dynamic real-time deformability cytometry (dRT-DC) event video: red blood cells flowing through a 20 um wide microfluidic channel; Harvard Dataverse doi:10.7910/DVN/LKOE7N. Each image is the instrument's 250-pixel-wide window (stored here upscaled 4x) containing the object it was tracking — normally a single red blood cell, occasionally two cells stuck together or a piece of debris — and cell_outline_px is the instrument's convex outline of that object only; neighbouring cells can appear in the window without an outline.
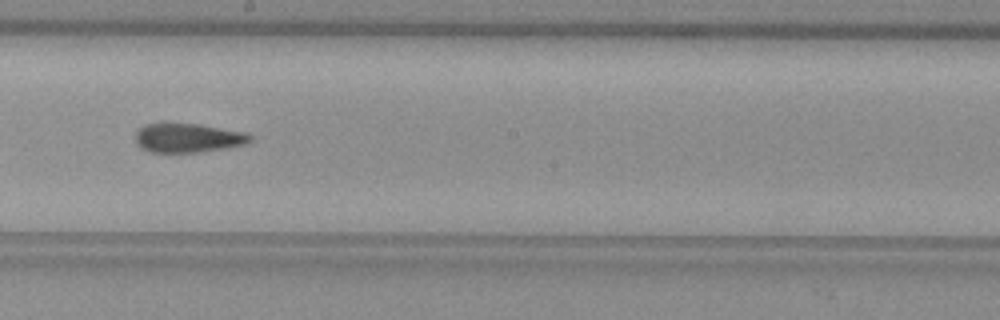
{"species": "common noctule bat (a hibernating species)", "species_latin": "Nyctalus noctula", "temperature_condition": "warm", "stored_images_in_passage": 36, "camera_frame_rate_fps": 3000, "um_per_image_px": 0.085, "animal": {"sex": "female", "body_mass_g": 29.2, "forearm_length_mm": 56.3}, "frame": {"image": 1, "passage_image": 16, "time_ms": 5.0, "image_size_px": [1000, 320], "cell_outline_px": [[252, 140], [244, 144], [224, 148], [196, 152], [148, 152], [140, 148], [136, 144], [136, 132], [144, 124], [196, 124], [244, 132], [252, 136]], "centroid_in_image_um": [15.93, 11.73], "position_along_channel_um": 232.3, "area_um2": 19.13}, "authors_computed_cell_mechanics": {"area_um2": 19.9121, "velocity_mm_per_s": 4.0086, "shape_relaxation_time_tau1_ms": null, "shape_relaxation_time_tau2_ms": 2.5626, "deformation_change_tau1": null, "deformation_change_tau2": 0.1065}}